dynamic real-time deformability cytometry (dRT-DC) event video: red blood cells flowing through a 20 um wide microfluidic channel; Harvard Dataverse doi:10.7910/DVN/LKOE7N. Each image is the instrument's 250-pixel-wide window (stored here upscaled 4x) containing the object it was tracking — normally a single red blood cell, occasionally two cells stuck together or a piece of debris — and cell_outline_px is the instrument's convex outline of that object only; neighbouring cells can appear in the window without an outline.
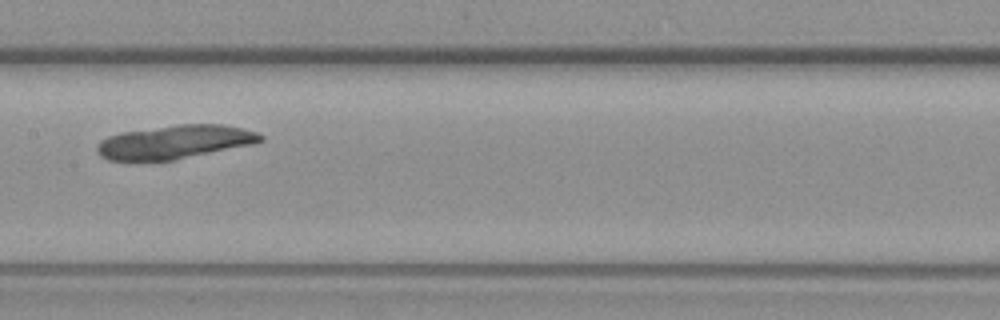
{"species": "common noctule bat (a hibernating species)", "species_latin": "Nyctalus noctula", "temperature_condition": "warm", "stored_images_in_passage": 8, "camera_frame_rate_fps": 3000, "um_per_image_px": 0.085, "animal": {"sex": "female", "body_mass_g": 19.3, "forearm_length_mm": 54.1}, "frame": {"image": 1, "passage_image": 8, "time_ms": 8.333, "image_size_px": [1000, 320], "cell_outline_px": [[264, 140], [256, 144], [172, 160], [108, 160], [100, 156], [96, 152], [96, 144], [100, 140], [108, 136], [120, 132], [180, 124], [220, 124], [240, 128], [256, 132], [264, 136]], "centroid_in_image_um": [14.84, 12.07], "position_along_channel_um": 192.6, "area_um2": 32.02}}